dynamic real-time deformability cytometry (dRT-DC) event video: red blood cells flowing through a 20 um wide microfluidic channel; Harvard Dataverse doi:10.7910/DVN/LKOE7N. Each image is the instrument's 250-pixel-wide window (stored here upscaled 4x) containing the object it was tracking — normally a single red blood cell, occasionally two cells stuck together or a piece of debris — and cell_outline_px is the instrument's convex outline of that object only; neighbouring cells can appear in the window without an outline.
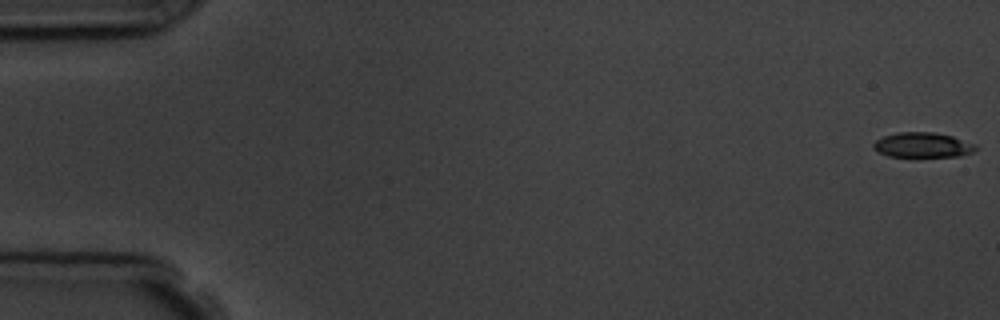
{"species": "common noctule bat (a hibernating species)", "species_latin": "Nyctalus noctula", "temperature_condition": "room temperature", "stored_images_in_passage": 8, "camera_frame_rate_fps": 3000, "um_per_image_px": 0.085, "animal": {"sex": "male", "body_mass_g": 19.5, "forearm_length_mm": 54.6}, "frame": {"image": 1, "passage_image": 1, "time_ms": 0.0, "image_size_px": [1000, 320], "cell_outline_px": [[976, 148], [972, 152], [960, 156], [916, 160], [888, 156], [872, 148], [872, 144], [876, 140], [884, 136], [900, 132], [936, 132], [952, 136], [976, 144]], "centroid_in_image_um": [78.42, 12.38], "position_along_channel_um": 6.6, "area_um2": 15.78}}
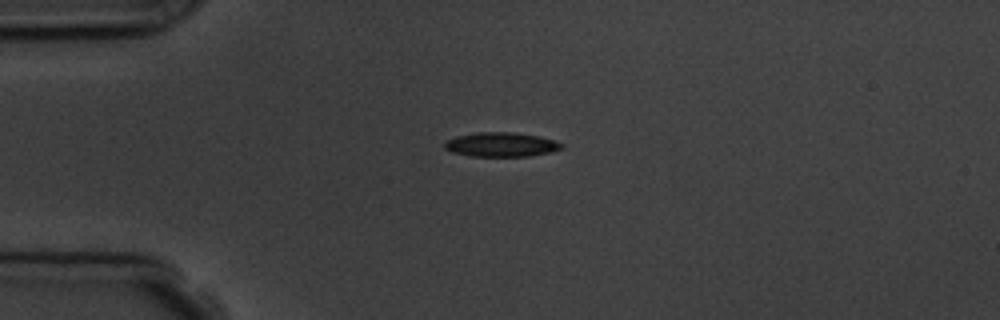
{"frame": {"image": 2, "passage_image": 4, "time_ms": 4.333, "image_size_px": [1000, 320], "cell_outline_px": [[564, 148], [552, 152], [528, 156], [472, 156], [452, 152], [444, 148], [444, 144], [448, 140], [456, 136], [476, 132], [512, 132], [540, 136], [556, 140], [564, 144]], "centroid_in_image_um": [42.65, 12.28], "position_along_channel_um": 42.3, "area_um2": 16.7}}
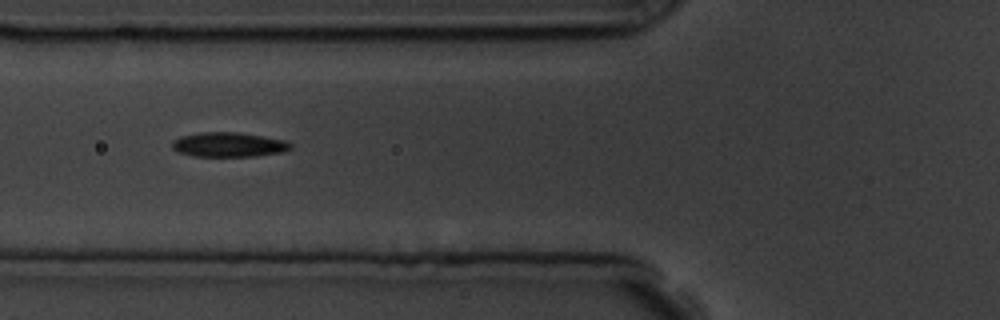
{"frame": {"image": 3, "passage_image": 6, "time_ms": 6.667, "image_size_px": [1000, 320], "cell_outline_px": [[292, 148], [284, 152], [256, 156], [196, 156], [180, 152], [172, 148], [172, 140], [180, 136], [200, 132], [240, 132], [284, 140], [292, 144]], "centroid_in_image_um": [19.45, 12.29], "position_along_channel_um": 106.3, "area_um2": 16.99}}